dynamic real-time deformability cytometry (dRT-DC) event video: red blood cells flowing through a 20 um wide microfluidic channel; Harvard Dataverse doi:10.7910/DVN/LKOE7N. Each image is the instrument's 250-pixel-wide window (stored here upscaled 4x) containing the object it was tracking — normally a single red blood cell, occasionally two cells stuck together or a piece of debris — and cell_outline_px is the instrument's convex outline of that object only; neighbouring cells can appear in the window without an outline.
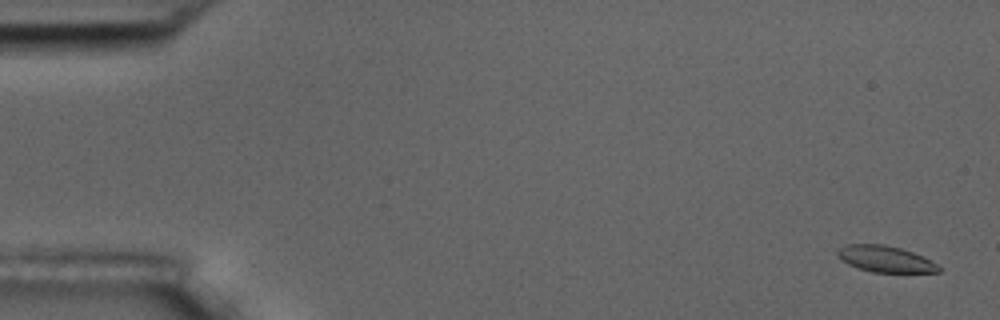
{"species": "common noctule bat (a hibernating species)", "species_latin": "Nyctalus noctula", "temperature_condition": "room temperature", "stored_images_in_passage": 57, "camera_frame_rate_fps": 3000, "um_per_image_px": 0.085, "animal": {"sex": "male", "body_mass_g": 17.5, "forearm_length_mm": 52.3}, "frame": {"image": 1, "passage_image": 3, "time_ms": 0.667, "image_size_px": [1000, 320], "cell_outline_px": [[940, 272], [872, 272], [848, 264], [836, 256], [836, 252], [844, 244], [884, 244], [900, 248], [912, 252], [936, 264], [940, 268]], "centroid_in_image_um": [75.19, 22.0], "position_along_channel_um": 9.8, "area_um2": 15.26}}
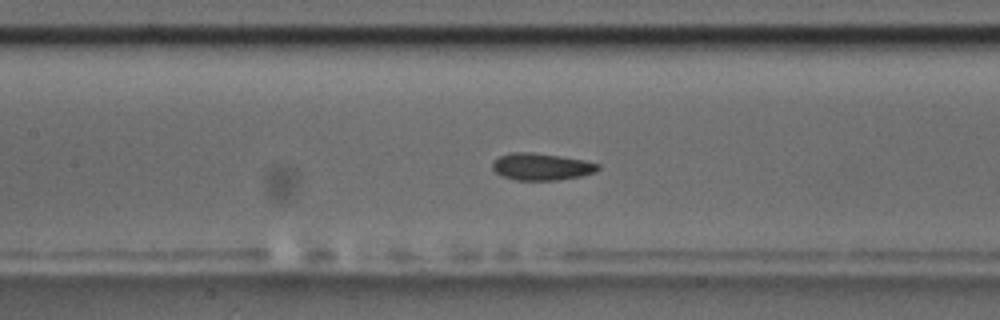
{"frame": {"image": 2, "passage_image": 27, "time_ms": 8.667, "image_size_px": [1000, 320], "cell_outline_px": [[600, 168], [596, 172], [580, 176], [556, 180], [516, 180], [504, 176], [496, 172], [492, 168], [492, 160], [500, 156], [512, 152], [532, 152], [560, 156], [584, 160], [600, 164]], "centroid_in_image_um": [46.02, 14.16], "position_along_channel_um": 161.4, "area_um2": 16.59}}
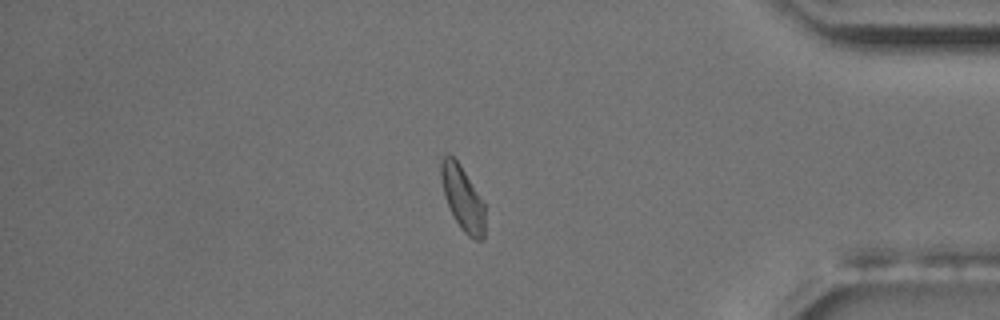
{"frame": {"image": 3, "passage_image": 49, "time_ms": 16.0, "image_size_px": [1000, 320], "cell_outline_px": [[484, 236], [480, 240], [476, 240], [468, 236], [460, 228], [444, 196], [440, 180], [440, 160], [444, 156], [452, 156], [460, 164], [484, 204]], "centroid_in_image_um": [39.29, 16.84], "position_along_channel_um": 395.9, "area_um2": 16.18}, "authors_computed_cell_mechanics": {"area_um2": 16.5886, "velocity_mm_per_s": 3.6102, "shape_relaxation_time_tau1_ms": 2.8099, "shape_relaxation_time_tau2_ms": 1.6478, "deformation_change_tau1": 0.0814, "deformation_change_tau2": 0.052}}